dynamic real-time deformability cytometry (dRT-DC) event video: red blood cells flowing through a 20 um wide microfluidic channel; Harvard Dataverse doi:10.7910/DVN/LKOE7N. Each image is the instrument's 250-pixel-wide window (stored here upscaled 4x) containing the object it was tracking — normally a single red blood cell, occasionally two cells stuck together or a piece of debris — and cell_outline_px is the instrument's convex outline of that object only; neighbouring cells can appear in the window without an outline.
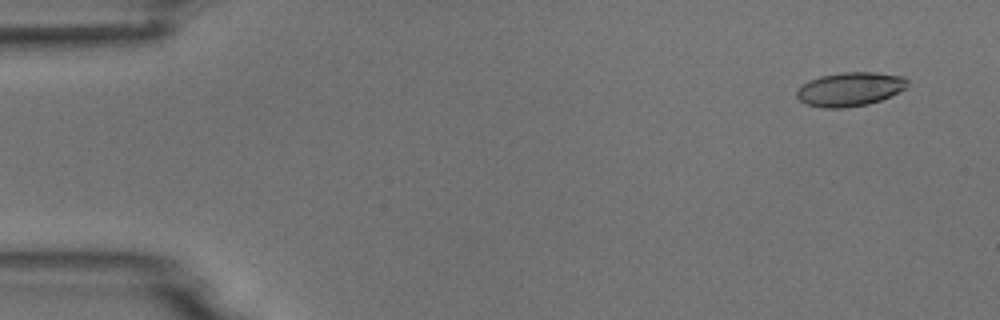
{"species": "common noctule bat (a hibernating species)", "species_latin": "Nyctalus noctula", "temperature_condition": "room temperature", "stored_images_in_passage": 9, "camera_frame_rate_fps": 3000, "um_per_image_px": 0.085, "animal": {"sex": "male", "body_mass_g": 18.8}, "frame": {"image": 1, "passage_image": 1, "time_ms": 0.0, "image_size_px": [1000, 320], "cell_outline_px": [[908, 84], [904, 88], [880, 100], [868, 104], [844, 108], [824, 108], [808, 104], [800, 100], [796, 96], [796, 92], [808, 80], [820, 76], [844, 72], [872, 72], [904, 76], [908, 80]], "centroid_in_image_um": [72.23, 7.57], "position_along_channel_um": 12.8, "area_um2": 21.62}}
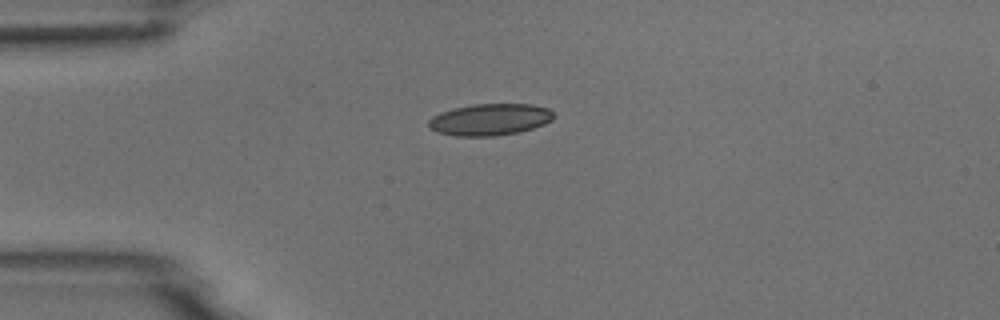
{"frame": {"image": 2, "passage_image": 4, "time_ms": 3.333, "image_size_px": [1000, 320], "cell_outline_px": [[556, 116], [552, 120], [544, 124], [520, 132], [496, 136], [456, 136], [436, 132], [428, 128], [428, 120], [432, 116], [440, 112], [452, 108], [472, 104], [532, 104], [548, 108]], "centroid_in_image_um": [41.62, 10.16], "position_along_channel_um": 43.4, "area_um2": 23.41}}